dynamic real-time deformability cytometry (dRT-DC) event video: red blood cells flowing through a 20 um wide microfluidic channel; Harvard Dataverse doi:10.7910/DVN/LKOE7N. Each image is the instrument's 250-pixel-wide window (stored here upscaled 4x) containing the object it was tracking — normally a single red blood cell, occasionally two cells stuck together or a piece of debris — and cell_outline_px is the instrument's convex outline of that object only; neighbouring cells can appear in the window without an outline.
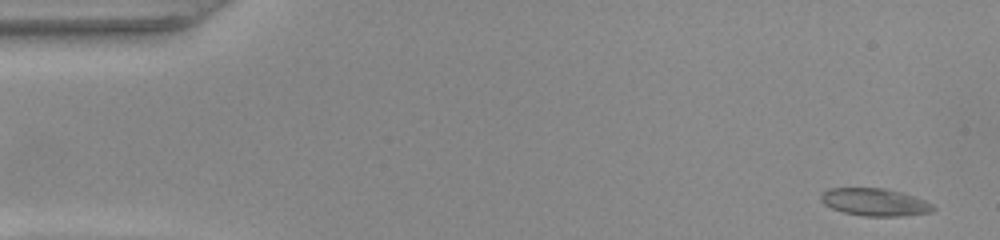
{"species": "common noctule bat (a hibernating species)", "species_latin": "Nyctalus noctula", "temperature_condition": "warm", "stored_images_in_passage": 50, "camera_frame_rate_fps": 3000, "um_per_image_px": 0.085, "animal": {"sex": "female", "body_mass_g": 22.0, "forearm_length_mm": 56.7}, "frame": {"image": 1, "passage_image": 1, "time_ms": 0.0, "image_size_px": [1000, 240], "cell_outline_px": [[936, 208], [932, 212], [904, 216], [864, 216], [844, 212], [832, 208], [824, 204], [820, 200], [820, 196], [828, 188], [884, 188], [900, 192], [924, 200], [932, 204]], "centroid_in_image_um": [74.36, 17.18], "position_along_channel_um": 10.6, "area_um2": 17.92}}
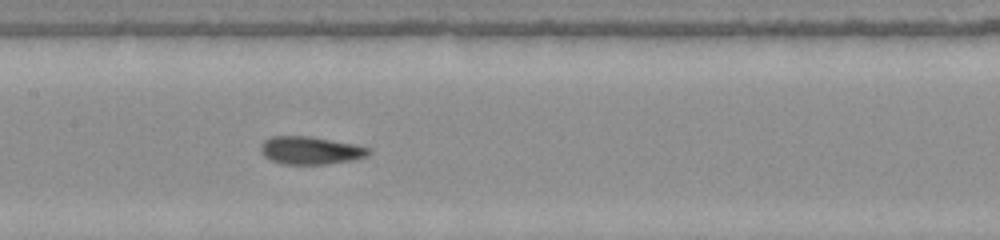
{"frame": {"image": 2, "passage_image": 23, "time_ms": 7.333, "image_size_px": [1000, 240], "cell_outline_px": [[372, 152], [368, 156], [352, 160], [324, 164], [280, 164], [264, 156], [260, 152], [260, 144], [264, 140], [272, 136], [312, 136], [372, 148]], "centroid_in_image_um": [26.38, 12.78], "position_along_channel_um": 181.0, "area_um2": 17.63}}
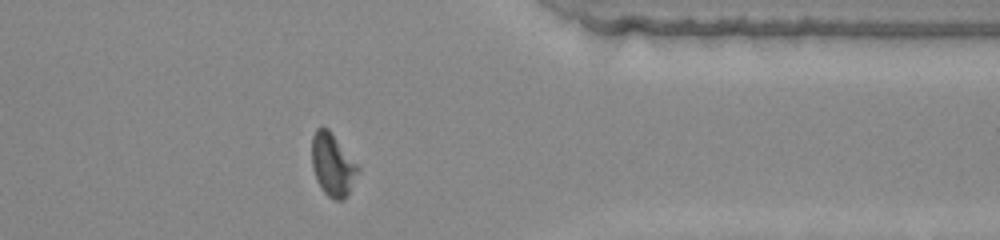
{"frame": {"image": 3, "passage_image": 39, "time_ms": 12.667, "image_size_px": [1000, 240], "cell_outline_px": [[360, 168], [344, 200], [336, 200], [328, 196], [320, 188], [316, 180], [312, 168], [312, 136], [316, 128], [328, 128], [332, 132], [360, 164]], "centroid_in_image_um": [28.28, 13.97], "position_along_channel_um": 383.1, "area_um2": 17.11}, "authors_computed_cell_mechanics": {"area_um2": 17.3689, "velocity_mm_per_s": 4.0428, "shape_relaxation_time_tau1_ms": 7.0168, "shape_relaxation_time_tau2_ms": 2.0032, "deformation_change_tau1": 0.1944, "deformation_change_tau2": 0.0778}}